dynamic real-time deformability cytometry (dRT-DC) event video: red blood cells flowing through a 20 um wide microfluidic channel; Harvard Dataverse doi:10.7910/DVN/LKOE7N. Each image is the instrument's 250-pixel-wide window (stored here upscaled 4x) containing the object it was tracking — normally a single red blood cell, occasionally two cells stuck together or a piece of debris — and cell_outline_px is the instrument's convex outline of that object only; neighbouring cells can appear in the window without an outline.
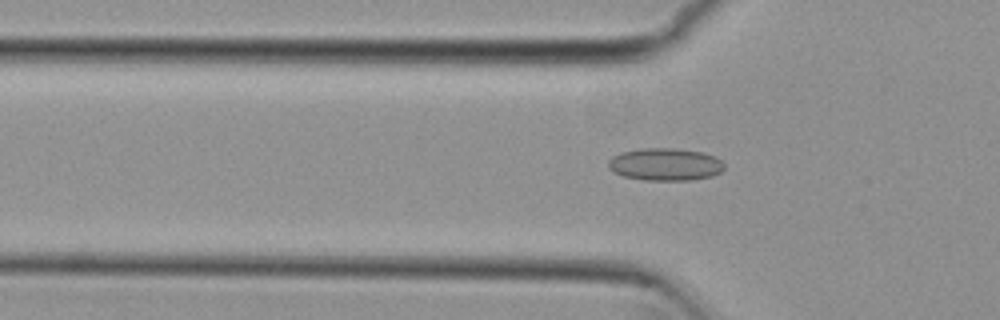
{"species": "common noctule bat (a hibernating species)", "species_latin": "Nyctalus noctula", "temperature_condition": "cold", "stored_images_in_passage": 52, "camera_frame_rate_fps": 3000, "um_per_image_px": 0.085, "animal": {"sex": "female", "body_mass_g": 29.2, "forearm_length_mm": 56.3}, "frame": {"image": 1, "passage_image": 15, "time_ms": 4.667, "image_size_px": [1000, 320], "cell_outline_px": [[724, 168], [720, 172], [712, 176], [692, 180], [644, 180], [624, 176], [608, 168], [608, 160], [612, 156], [620, 152], [640, 148], [672, 148], [704, 152], [720, 160], [724, 164]], "centroid_in_image_um": [56.53, 13.96], "position_along_channel_um": 69.3, "area_um2": 21.96}}
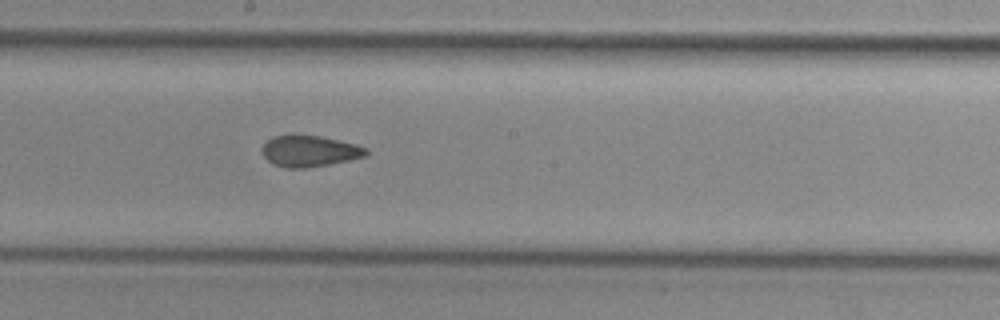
{"frame": {"image": 2, "passage_image": 27, "time_ms": 8.667, "image_size_px": [1000, 320], "cell_outline_px": [[368, 156], [308, 168], [284, 168], [272, 164], [260, 152], [260, 148], [272, 136], [292, 132], [296, 132], [320, 136], [356, 144], [368, 148]], "centroid_in_image_um": [26.26, 12.81], "position_along_channel_um": 221.9, "area_um2": 19.65}}
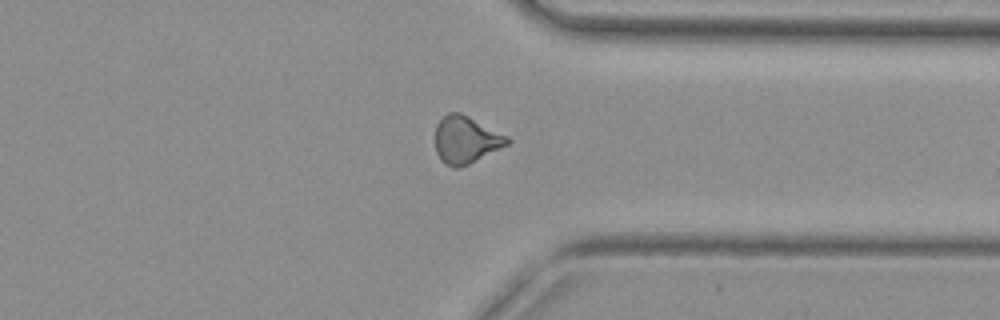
{"frame": {"image": 3, "passage_image": 39, "time_ms": 12.667, "image_size_px": [1000, 320], "cell_outline_px": [[512, 140], [508, 144], [460, 168], [452, 168], [444, 164], [440, 160], [436, 152], [436, 124], [448, 112], [460, 112], [508, 136]], "centroid_in_image_um": [39.58, 11.89], "position_along_channel_um": 371.8, "area_um2": 19.77}}